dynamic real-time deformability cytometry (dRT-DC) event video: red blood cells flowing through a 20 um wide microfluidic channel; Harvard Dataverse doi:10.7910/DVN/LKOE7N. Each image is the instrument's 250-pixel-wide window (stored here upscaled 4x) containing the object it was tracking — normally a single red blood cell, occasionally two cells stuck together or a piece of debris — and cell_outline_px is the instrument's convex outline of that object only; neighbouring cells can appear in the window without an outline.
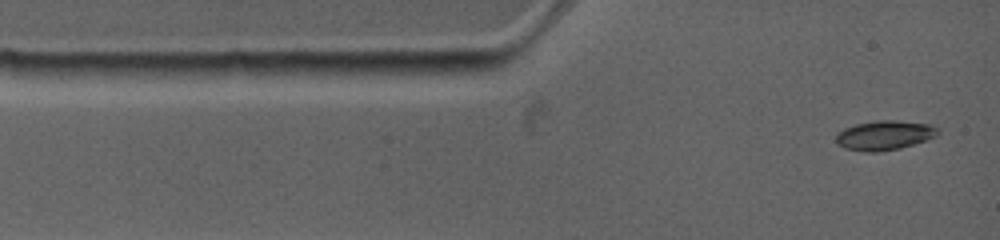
{"species": "common noctule bat (a hibernating species)", "species_latin": "Nyctalus noctula", "temperature_condition": "warm", "stored_images_in_passage": 34, "camera_frame_rate_fps": 4500, "um_per_image_px": 0.085, "animal": {"sex": "female", "body_mass_g": 19.0, "forearm_length_mm": 53.3}, "frame": {"image": 1, "passage_image": 1, "time_ms": 0.0, "image_size_px": [1000, 240], "cell_outline_px": [[940, 132], [936, 136], [900, 148], [876, 152], [868, 152], [844, 148], [836, 144], [836, 136], [844, 128], [856, 124], [880, 120], [892, 120], [928, 124], [940, 128]], "centroid_in_image_um": [75.17, 11.5], "position_along_channel_um": 9.8, "area_um2": 17.28}}
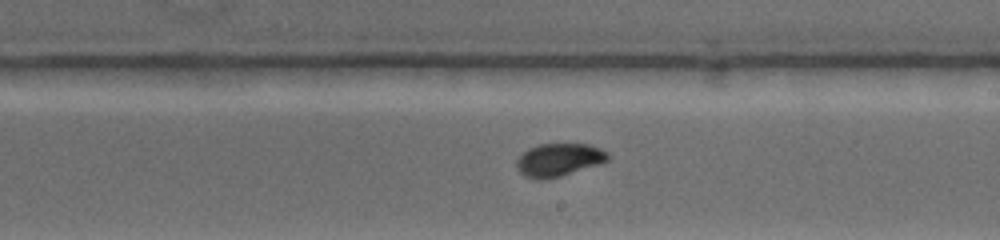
{"frame": {"image": 2, "passage_image": 15, "time_ms": 6.889, "image_size_px": [1000, 240], "cell_outline_px": [[608, 160], [600, 164], [560, 176], [544, 180], [540, 180], [524, 176], [516, 168], [516, 160], [528, 148], [540, 144], [588, 144], [600, 148], [608, 152]], "centroid_in_image_um": [47.49, 13.59], "position_along_channel_um": 241.5, "area_um2": 17.51}}
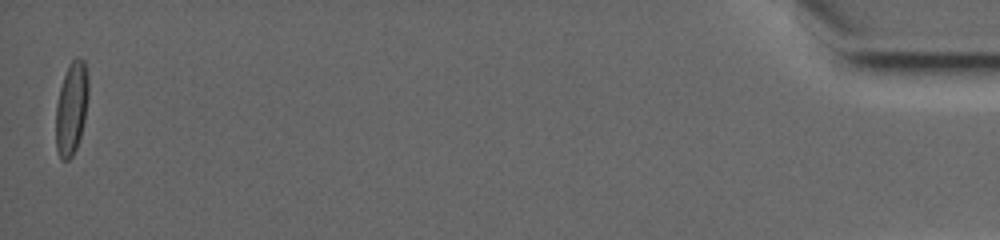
{"frame": {"image": 3, "passage_image": 33, "time_ms": 16.0, "image_size_px": [1000, 240], "cell_outline_px": [[88, 96], [84, 120], [80, 136], [76, 148], [72, 156], [68, 160], [60, 160], [56, 148], [56, 104], [60, 88], [68, 64], [76, 56], [80, 56], [84, 60], [88, 80]], "centroid_in_image_um": [6.06, 9.18], "position_along_channel_um": 429.1, "area_um2": 17.63}, "authors_computed_cell_mechanics": {"area_um2": 17.1955, "velocity_mm_per_s": 3.8461, "shape_relaxation_time_tau1_ms": 3.6619, "shape_relaxation_time_tau2_ms": 0.8397, "deformation_change_tau1": 0.1603, "deformation_change_tau2": 0.0346}}